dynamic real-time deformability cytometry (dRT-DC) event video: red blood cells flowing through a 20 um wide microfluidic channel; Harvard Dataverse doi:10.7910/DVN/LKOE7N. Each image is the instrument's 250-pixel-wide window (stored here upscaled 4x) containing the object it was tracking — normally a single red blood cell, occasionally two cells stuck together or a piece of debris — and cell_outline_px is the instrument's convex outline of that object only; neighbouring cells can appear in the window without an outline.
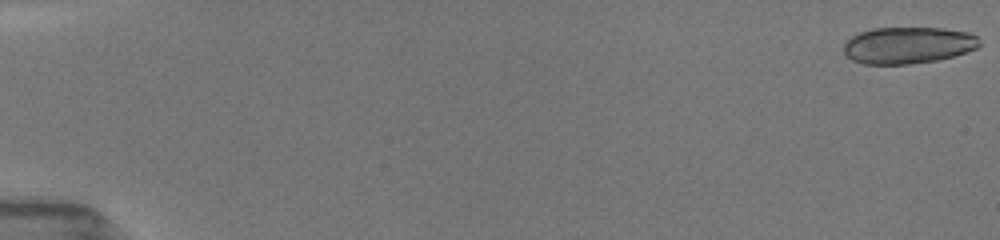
{"species": "common noctule bat (a hibernating species)", "species_latin": "Nyctalus noctula", "temperature_condition": "room temperature", "stored_images_in_passage": 35, "camera_frame_rate_fps": 3000, "um_per_image_px": 0.085, "animal": {"sex": "female", "body_mass_g": 19.5, "forearm_length_mm": 54.1}, "frame": {"image": 1, "passage_image": 1, "time_ms": 0.0, "image_size_px": [1000, 240], "cell_outline_px": [[980, 44], [976, 48], [952, 56], [936, 60], [908, 64], [864, 64], [852, 60], [844, 52], [844, 44], [852, 36], [860, 32], [872, 28], [944, 28], [968, 32], [976, 36]], "centroid_in_image_um": [77.16, 3.84], "position_along_channel_um": 7.8, "area_um2": 28.78}}
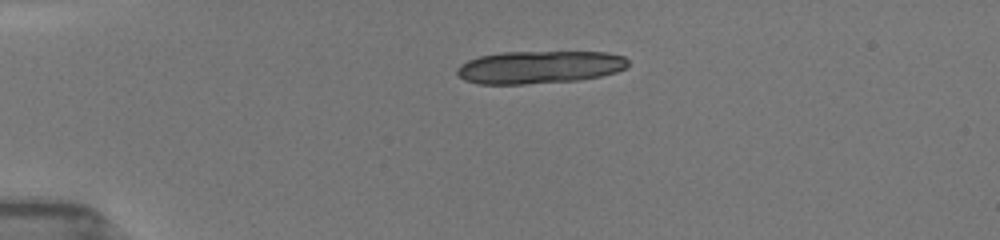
{"frame": {"image": 2, "passage_image": 22, "time_ms": 4.0, "image_size_px": [1000, 240], "cell_outline_px": [[628, 64], [624, 68], [616, 72], [600, 76], [580, 80], [524, 84], [480, 84], [464, 80], [456, 72], [456, 68], [460, 64], [468, 60], [480, 56], [504, 52], [608, 52], [624, 56], [628, 60]], "centroid_in_image_um": [45.85, 5.71], "position_along_channel_um": 39.2, "area_um2": 32.66}}